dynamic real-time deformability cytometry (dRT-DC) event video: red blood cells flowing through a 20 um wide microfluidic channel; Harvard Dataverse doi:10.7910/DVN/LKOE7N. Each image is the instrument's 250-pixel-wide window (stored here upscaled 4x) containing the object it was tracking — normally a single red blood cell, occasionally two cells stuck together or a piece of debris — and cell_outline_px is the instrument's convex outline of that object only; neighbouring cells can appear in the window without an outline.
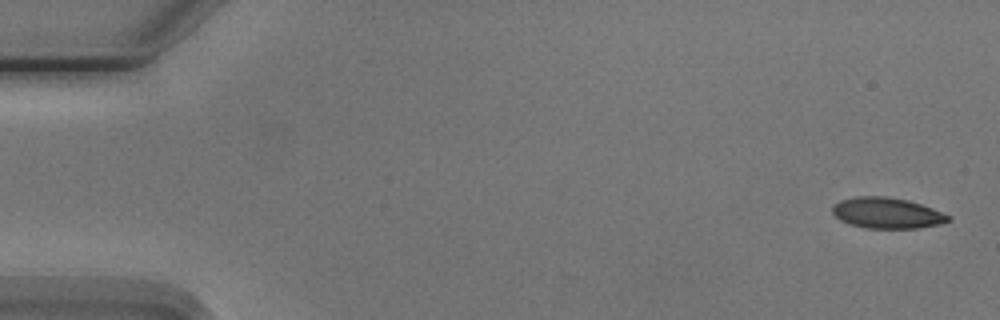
{"species": "Egyptian fruit bat (a non-hibernating species)", "species_latin": "Rousettus aegyptiacus", "temperature_condition": "cold", "stored_images_in_passage": 5, "camera_frame_rate_fps": 3000, "um_per_image_px": 0.085, "animal": {"sex": "male"}, "frame": {"image": 1, "passage_image": 1, "time_ms": 0.0, "image_size_px": [1000, 320], "cell_outline_px": [[948, 220], [940, 224], [916, 228], [868, 228], [852, 224], [840, 220], [832, 212], [832, 204], [840, 200], [856, 196], [884, 196], [908, 200], [932, 208], [948, 216]], "centroid_in_image_um": [75.33, 18.09], "position_along_channel_um": 9.7, "area_um2": 20.52}}